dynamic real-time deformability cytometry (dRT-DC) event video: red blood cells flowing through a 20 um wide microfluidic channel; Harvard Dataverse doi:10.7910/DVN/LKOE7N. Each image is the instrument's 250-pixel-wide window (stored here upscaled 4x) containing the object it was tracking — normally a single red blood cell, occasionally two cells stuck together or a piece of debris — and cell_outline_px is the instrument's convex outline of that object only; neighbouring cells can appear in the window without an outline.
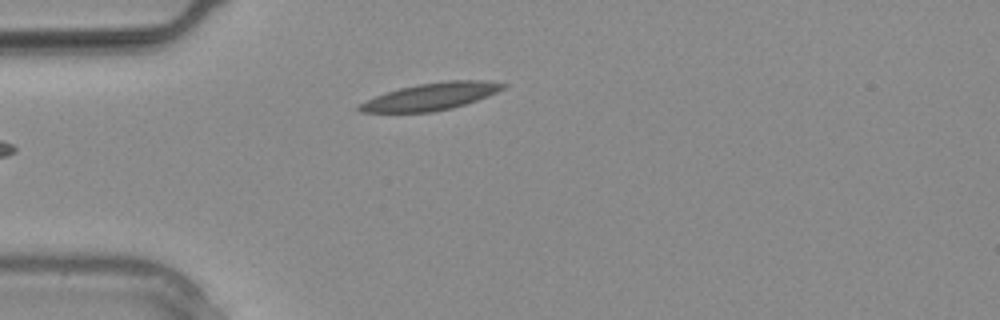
{"species": "common noctule bat (a hibernating species)", "species_latin": "Nyctalus noctula", "temperature_condition": "warm", "stored_images_in_passage": 20, "camera_frame_rate_fps": 3000, "um_per_image_px": 0.085, "animal": {"sex": "male", "body_mass_g": 20.4}, "frame": {"image": 1, "passage_image": 1, "time_ms": 0.0, "image_size_px": [1000, 320], "cell_outline_px": [[508, 84], [504, 88], [488, 96], [452, 108], [432, 112], [360, 112], [356, 108], [360, 104], [376, 96], [400, 88], [420, 84], [448, 80], [488, 80]], "centroid_in_image_um": [36.67, 8.2], "position_along_channel_um": 48.3, "area_um2": 22.43}}
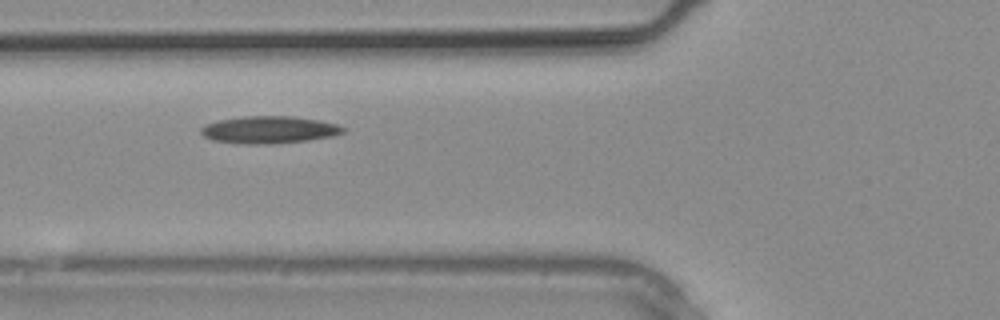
{"frame": {"image": 2, "passage_image": 4, "time_ms": 1.0, "image_size_px": [1000, 320], "cell_outline_px": [[348, 128], [344, 132], [332, 136], [308, 140], [272, 144], [236, 144], [212, 140], [204, 136], [200, 132], [200, 128], [208, 124], [220, 120], [244, 116], [292, 116], [316, 120], [336, 124]], "centroid_in_image_um": [22.87, 11.04], "position_along_channel_um": 102.9, "area_um2": 22.6}}